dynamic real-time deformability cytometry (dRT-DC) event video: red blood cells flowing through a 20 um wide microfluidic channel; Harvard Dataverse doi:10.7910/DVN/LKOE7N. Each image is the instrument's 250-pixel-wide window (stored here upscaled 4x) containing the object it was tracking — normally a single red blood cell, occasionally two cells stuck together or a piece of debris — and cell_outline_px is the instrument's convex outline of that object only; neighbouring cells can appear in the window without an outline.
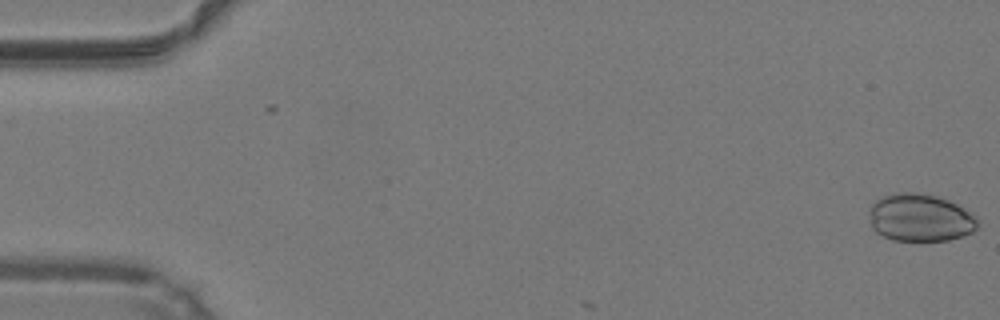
{"species": "common noctule bat (a hibernating species)", "species_latin": "Nyctalus noctula", "temperature_condition": "warm", "stored_images_in_passage": 4, "camera_frame_rate_fps": 3000, "um_per_image_px": 0.085, "animal": {"sex": "male", "body_mass_g": 19.2, "forearm_length_mm": 51.8}, "frame": {"image": 1, "passage_image": 1, "time_ms": 0.0, "image_size_px": [1000, 320], "cell_outline_px": [[980, 224], [972, 232], [948, 240], [892, 240], [876, 232], [872, 228], [868, 208], [880, 196], [900, 192], [916, 192], [936, 196], [948, 200], [972, 212], [976, 216]], "centroid_in_image_um": [78.21, 18.49], "position_along_channel_um": 6.8, "area_um2": 30.23}}